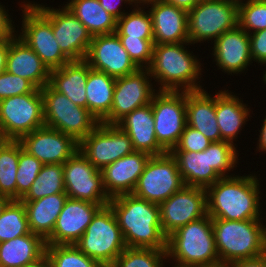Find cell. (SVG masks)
Segmentation results:
<instances>
[{"mask_svg":"<svg viewBox=\"0 0 266 267\" xmlns=\"http://www.w3.org/2000/svg\"><path fill=\"white\" fill-rule=\"evenodd\" d=\"M126 247L167 249V237L160 223V207L134 194L110 198Z\"/></svg>","mask_w":266,"mask_h":267,"instance_id":"obj_1","label":"cell"},{"mask_svg":"<svg viewBox=\"0 0 266 267\" xmlns=\"http://www.w3.org/2000/svg\"><path fill=\"white\" fill-rule=\"evenodd\" d=\"M259 180L256 176L221 177L206 189L211 219H260Z\"/></svg>","mask_w":266,"mask_h":267,"instance_id":"obj_2","label":"cell"},{"mask_svg":"<svg viewBox=\"0 0 266 267\" xmlns=\"http://www.w3.org/2000/svg\"><path fill=\"white\" fill-rule=\"evenodd\" d=\"M234 144L212 142L202 152L170 151L177 162L184 185L207 189L235 167L238 156Z\"/></svg>","mask_w":266,"mask_h":267,"instance_id":"obj_3","label":"cell"},{"mask_svg":"<svg viewBox=\"0 0 266 267\" xmlns=\"http://www.w3.org/2000/svg\"><path fill=\"white\" fill-rule=\"evenodd\" d=\"M188 43V44H187ZM186 43L154 44L150 77L160 83L159 91H198L201 75L200 62L186 50ZM196 82V83H195ZM183 89V90H182Z\"/></svg>","mask_w":266,"mask_h":267,"instance_id":"obj_4","label":"cell"},{"mask_svg":"<svg viewBox=\"0 0 266 267\" xmlns=\"http://www.w3.org/2000/svg\"><path fill=\"white\" fill-rule=\"evenodd\" d=\"M166 252L179 265L220 266L210 216L189 222L168 236Z\"/></svg>","mask_w":266,"mask_h":267,"instance_id":"obj_5","label":"cell"},{"mask_svg":"<svg viewBox=\"0 0 266 267\" xmlns=\"http://www.w3.org/2000/svg\"><path fill=\"white\" fill-rule=\"evenodd\" d=\"M220 266L266 252L265 226L260 219H211Z\"/></svg>","mask_w":266,"mask_h":267,"instance_id":"obj_6","label":"cell"},{"mask_svg":"<svg viewBox=\"0 0 266 267\" xmlns=\"http://www.w3.org/2000/svg\"><path fill=\"white\" fill-rule=\"evenodd\" d=\"M85 255L111 267L116 258L127 248L113 210L109 205L102 207L75 244Z\"/></svg>","mask_w":266,"mask_h":267,"instance_id":"obj_7","label":"cell"},{"mask_svg":"<svg viewBox=\"0 0 266 267\" xmlns=\"http://www.w3.org/2000/svg\"><path fill=\"white\" fill-rule=\"evenodd\" d=\"M41 92L46 127L69 135L79 143L100 123L87 108L74 104L49 84L41 88Z\"/></svg>","mask_w":266,"mask_h":267,"instance_id":"obj_8","label":"cell"},{"mask_svg":"<svg viewBox=\"0 0 266 267\" xmlns=\"http://www.w3.org/2000/svg\"><path fill=\"white\" fill-rule=\"evenodd\" d=\"M45 126L41 89L0 101V139L20 140Z\"/></svg>","mask_w":266,"mask_h":267,"instance_id":"obj_9","label":"cell"},{"mask_svg":"<svg viewBox=\"0 0 266 267\" xmlns=\"http://www.w3.org/2000/svg\"><path fill=\"white\" fill-rule=\"evenodd\" d=\"M238 2L233 0L200 1L188 11L189 43L216 40L238 26Z\"/></svg>","mask_w":266,"mask_h":267,"instance_id":"obj_10","label":"cell"},{"mask_svg":"<svg viewBox=\"0 0 266 267\" xmlns=\"http://www.w3.org/2000/svg\"><path fill=\"white\" fill-rule=\"evenodd\" d=\"M183 186L177 162L166 152L149 158L132 194L160 205Z\"/></svg>","mask_w":266,"mask_h":267,"instance_id":"obj_11","label":"cell"},{"mask_svg":"<svg viewBox=\"0 0 266 267\" xmlns=\"http://www.w3.org/2000/svg\"><path fill=\"white\" fill-rule=\"evenodd\" d=\"M22 33L17 35L50 69H57L71 60L61 51L51 22L32 4H24Z\"/></svg>","mask_w":266,"mask_h":267,"instance_id":"obj_12","label":"cell"},{"mask_svg":"<svg viewBox=\"0 0 266 267\" xmlns=\"http://www.w3.org/2000/svg\"><path fill=\"white\" fill-rule=\"evenodd\" d=\"M154 130L159 145L170 152L186 126V92L159 91L151 100Z\"/></svg>","mask_w":266,"mask_h":267,"instance_id":"obj_13","label":"cell"},{"mask_svg":"<svg viewBox=\"0 0 266 267\" xmlns=\"http://www.w3.org/2000/svg\"><path fill=\"white\" fill-rule=\"evenodd\" d=\"M78 150L100 171L135 151L124 131L116 124L102 122L79 142Z\"/></svg>","mask_w":266,"mask_h":267,"instance_id":"obj_14","label":"cell"},{"mask_svg":"<svg viewBox=\"0 0 266 267\" xmlns=\"http://www.w3.org/2000/svg\"><path fill=\"white\" fill-rule=\"evenodd\" d=\"M65 193L68 198L108 205L110 198L103 187L102 172L78 150L63 163Z\"/></svg>","mask_w":266,"mask_h":267,"instance_id":"obj_15","label":"cell"},{"mask_svg":"<svg viewBox=\"0 0 266 267\" xmlns=\"http://www.w3.org/2000/svg\"><path fill=\"white\" fill-rule=\"evenodd\" d=\"M159 207L162 232L168 237L178 228L207 215L206 189L184 185Z\"/></svg>","mask_w":266,"mask_h":267,"instance_id":"obj_16","label":"cell"},{"mask_svg":"<svg viewBox=\"0 0 266 267\" xmlns=\"http://www.w3.org/2000/svg\"><path fill=\"white\" fill-rule=\"evenodd\" d=\"M52 24V30L61 51L72 60L86 57L93 36L65 6L59 9L33 4Z\"/></svg>","mask_w":266,"mask_h":267,"instance_id":"obj_17","label":"cell"},{"mask_svg":"<svg viewBox=\"0 0 266 267\" xmlns=\"http://www.w3.org/2000/svg\"><path fill=\"white\" fill-rule=\"evenodd\" d=\"M149 76V69H138L132 74L116 78L112 108L102 123L116 124L134 109L151 103L156 91L148 80Z\"/></svg>","mask_w":266,"mask_h":267,"instance_id":"obj_18","label":"cell"},{"mask_svg":"<svg viewBox=\"0 0 266 267\" xmlns=\"http://www.w3.org/2000/svg\"><path fill=\"white\" fill-rule=\"evenodd\" d=\"M84 60L90 68L113 78L132 74L139 69L116 33L93 36Z\"/></svg>","mask_w":266,"mask_h":267,"instance_id":"obj_19","label":"cell"},{"mask_svg":"<svg viewBox=\"0 0 266 267\" xmlns=\"http://www.w3.org/2000/svg\"><path fill=\"white\" fill-rule=\"evenodd\" d=\"M19 141L25 151L43 164H63L79 149L73 137L46 126L24 135Z\"/></svg>","mask_w":266,"mask_h":267,"instance_id":"obj_20","label":"cell"},{"mask_svg":"<svg viewBox=\"0 0 266 267\" xmlns=\"http://www.w3.org/2000/svg\"><path fill=\"white\" fill-rule=\"evenodd\" d=\"M102 207L100 204L67 198L46 245H75Z\"/></svg>","mask_w":266,"mask_h":267,"instance_id":"obj_21","label":"cell"},{"mask_svg":"<svg viewBox=\"0 0 266 267\" xmlns=\"http://www.w3.org/2000/svg\"><path fill=\"white\" fill-rule=\"evenodd\" d=\"M151 4L154 44L189 42L188 12L162 0H141L139 4Z\"/></svg>","mask_w":266,"mask_h":267,"instance_id":"obj_22","label":"cell"},{"mask_svg":"<svg viewBox=\"0 0 266 267\" xmlns=\"http://www.w3.org/2000/svg\"><path fill=\"white\" fill-rule=\"evenodd\" d=\"M150 157L147 153L134 151L101 170L107 196L113 198L132 193Z\"/></svg>","mask_w":266,"mask_h":267,"instance_id":"obj_23","label":"cell"},{"mask_svg":"<svg viewBox=\"0 0 266 267\" xmlns=\"http://www.w3.org/2000/svg\"><path fill=\"white\" fill-rule=\"evenodd\" d=\"M213 53L219 69L231 75L242 72L252 61L249 34L239 25L224 32L214 41Z\"/></svg>","mask_w":266,"mask_h":267,"instance_id":"obj_24","label":"cell"},{"mask_svg":"<svg viewBox=\"0 0 266 267\" xmlns=\"http://www.w3.org/2000/svg\"><path fill=\"white\" fill-rule=\"evenodd\" d=\"M116 125L130 137L135 151L144 152L150 156L166 153L157 142L151 103L126 114Z\"/></svg>","mask_w":266,"mask_h":267,"instance_id":"obj_25","label":"cell"},{"mask_svg":"<svg viewBox=\"0 0 266 267\" xmlns=\"http://www.w3.org/2000/svg\"><path fill=\"white\" fill-rule=\"evenodd\" d=\"M6 71L30 81L37 89L49 84L51 70L19 37L9 39Z\"/></svg>","mask_w":266,"mask_h":267,"instance_id":"obj_26","label":"cell"},{"mask_svg":"<svg viewBox=\"0 0 266 267\" xmlns=\"http://www.w3.org/2000/svg\"><path fill=\"white\" fill-rule=\"evenodd\" d=\"M186 124L212 142L221 141L216 120L215 95L212 97L204 89L186 92Z\"/></svg>","mask_w":266,"mask_h":267,"instance_id":"obj_27","label":"cell"},{"mask_svg":"<svg viewBox=\"0 0 266 267\" xmlns=\"http://www.w3.org/2000/svg\"><path fill=\"white\" fill-rule=\"evenodd\" d=\"M87 79L88 63L84 59L72 60L60 68L51 70L49 85L74 104L87 108Z\"/></svg>","mask_w":266,"mask_h":267,"instance_id":"obj_28","label":"cell"},{"mask_svg":"<svg viewBox=\"0 0 266 267\" xmlns=\"http://www.w3.org/2000/svg\"><path fill=\"white\" fill-rule=\"evenodd\" d=\"M67 198L66 193H58L35 201H21L26 208L30 231L46 241L53 232Z\"/></svg>","mask_w":266,"mask_h":267,"instance_id":"obj_29","label":"cell"},{"mask_svg":"<svg viewBox=\"0 0 266 267\" xmlns=\"http://www.w3.org/2000/svg\"><path fill=\"white\" fill-rule=\"evenodd\" d=\"M231 94L226 90L215 94V112L221 141L234 144L233 141L247 121L250 111L243 101L241 102L237 96Z\"/></svg>","mask_w":266,"mask_h":267,"instance_id":"obj_30","label":"cell"},{"mask_svg":"<svg viewBox=\"0 0 266 267\" xmlns=\"http://www.w3.org/2000/svg\"><path fill=\"white\" fill-rule=\"evenodd\" d=\"M46 253V241L29 234L0 242V267H24Z\"/></svg>","mask_w":266,"mask_h":267,"instance_id":"obj_31","label":"cell"},{"mask_svg":"<svg viewBox=\"0 0 266 267\" xmlns=\"http://www.w3.org/2000/svg\"><path fill=\"white\" fill-rule=\"evenodd\" d=\"M115 81L116 78L108 76L105 72L92 69L88 64L87 109L99 122H102L110 114Z\"/></svg>","mask_w":266,"mask_h":267,"instance_id":"obj_32","label":"cell"},{"mask_svg":"<svg viewBox=\"0 0 266 267\" xmlns=\"http://www.w3.org/2000/svg\"><path fill=\"white\" fill-rule=\"evenodd\" d=\"M65 7L75 15L92 36L112 34L117 20L100 5L99 0H71Z\"/></svg>","mask_w":266,"mask_h":267,"instance_id":"obj_33","label":"cell"},{"mask_svg":"<svg viewBox=\"0 0 266 267\" xmlns=\"http://www.w3.org/2000/svg\"><path fill=\"white\" fill-rule=\"evenodd\" d=\"M19 140H0V194L17 200Z\"/></svg>","mask_w":266,"mask_h":267,"instance_id":"obj_34","label":"cell"},{"mask_svg":"<svg viewBox=\"0 0 266 267\" xmlns=\"http://www.w3.org/2000/svg\"><path fill=\"white\" fill-rule=\"evenodd\" d=\"M63 164H43L28 192L20 201H35L58 193H65Z\"/></svg>","mask_w":266,"mask_h":267,"instance_id":"obj_35","label":"cell"},{"mask_svg":"<svg viewBox=\"0 0 266 267\" xmlns=\"http://www.w3.org/2000/svg\"><path fill=\"white\" fill-rule=\"evenodd\" d=\"M30 232L25 205L20 200H12L0 215V242Z\"/></svg>","mask_w":266,"mask_h":267,"instance_id":"obj_36","label":"cell"},{"mask_svg":"<svg viewBox=\"0 0 266 267\" xmlns=\"http://www.w3.org/2000/svg\"><path fill=\"white\" fill-rule=\"evenodd\" d=\"M138 6L117 20L115 33L119 38L154 39L150 13Z\"/></svg>","mask_w":266,"mask_h":267,"instance_id":"obj_37","label":"cell"},{"mask_svg":"<svg viewBox=\"0 0 266 267\" xmlns=\"http://www.w3.org/2000/svg\"><path fill=\"white\" fill-rule=\"evenodd\" d=\"M46 254L53 267H103L75 245H46Z\"/></svg>","mask_w":266,"mask_h":267,"instance_id":"obj_38","label":"cell"},{"mask_svg":"<svg viewBox=\"0 0 266 267\" xmlns=\"http://www.w3.org/2000/svg\"><path fill=\"white\" fill-rule=\"evenodd\" d=\"M166 250L127 247L111 267H163Z\"/></svg>","mask_w":266,"mask_h":267,"instance_id":"obj_39","label":"cell"},{"mask_svg":"<svg viewBox=\"0 0 266 267\" xmlns=\"http://www.w3.org/2000/svg\"><path fill=\"white\" fill-rule=\"evenodd\" d=\"M238 18V25L248 34L266 29V0L239 2Z\"/></svg>","mask_w":266,"mask_h":267,"instance_id":"obj_40","label":"cell"},{"mask_svg":"<svg viewBox=\"0 0 266 267\" xmlns=\"http://www.w3.org/2000/svg\"><path fill=\"white\" fill-rule=\"evenodd\" d=\"M42 166L43 163L25 151L19 141V163L16 174L17 200L28 192Z\"/></svg>","mask_w":266,"mask_h":267,"instance_id":"obj_41","label":"cell"},{"mask_svg":"<svg viewBox=\"0 0 266 267\" xmlns=\"http://www.w3.org/2000/svg\"><path fill=\"white\" fill-rule=\"evenodd\" d=\"M130 59L139 69H148L153 59L154 39L119 38ZM145 63V65H144Z\"/></svg>","mask_w":266,"mask_h":267,"instance_id":"obj_42","label":"cell"},{"mask_svg":"<svg viewBox=\"0 0 266 267\" xmlns=\"http://www.w3.org/2000/svg\"><path fill=\"white\" fill-rule=\"evenodd\" d=\"M37 88L27 79L4 71L0 74V101L7 97L33 93Z\"/></svg>","mask_w":266,"mask_h":267,"instance_id":"obj_43","label":"cell"},{"mask_svg":"<svg viewBox=\"0 0 266 267\" xmlns=\"http://www.w3.org/2000/svg\"><path fill=\"white\" fill-rule=\"evenodd\" d=\"M211 143L212 141L206 138L200 131L186 124L177 145L171 151L202 152Z\"/></svg>","mask_w":266,"mask_h":267,"instance_id":"obj_44","label":"cell"},{"mask_svg":"<svg viewBox=\"0 0 266 267\" xmlns=\"http://www.w3.org/2000/svg\"><path fill=\"white\" fill-rule=\"evenodd\" d=\"M252 60L266 64V29L249 34Z\"/></svg>","mask_w":266,"mask_h":267,"instance_id":"obj_45","label":"cell"},{"mask_svg":"<svg viewBox=\"0 0 266 267\" xmlns=\"http://www.w3.org/2000/svg\"><path fill=\"white\" fill-rule=\"evenodd\" d=\"M5 10V7L0 5V41L8 40L16 36L12 20Z\"/></svg>","mask_w":266,"mask_h":267,"instance_id":"obj_46","label":"cell"},{"mask_svg":"<svg viewBox=\"0 0 266 267\" xmlns=\"http://www.w3.org/2000/svg\"><path fill=\"white\" fill-rule=\"evenodd\" d=\"M124 1V3L128 2V4H133L136 6L137 3H140L139 0H99L100 5L103 9H105L111 16H113L116 20L121 18L125 12H121V8H118V4ZM117 2V3H115Z\"/></svg>","mask_w":266,"mask_h":267,"instance_id":"obj_47","label":"cell"},{"mask_svg":"<svg viewBox=\"0 0 266 267\" xmlns=\"http://www.w3.org/2000/svg\"><path fill=\"white\" fill-rule=\"evenodd\" d=\"M226 267H266V252L253 258L238 259L225 265Z\"/></svg>","mask_w":266,"mask_h":267,"instance_id":"obj_48","label":"cell"},{"mask_svg":"<svg viewBox=\"0 0 266 267\" xmlns=\"http://www.w3.org/2000/svg\"><path fill=\"white\" fill-rule=\"evenodd\" d=\"M8 53L9 39L0 41V74L6 71Z\"/></svg>","mask_w":266,"mask_h":267,"instance_id":"obj_49","label":"cell"},{"mask_svg":"<svg viewBox=\"0 0 266 267\" xmlns=\"http://www.w3.org/2000/svg\"><path fill=\"white\" fill-rule=\"evenodd\" d=\"M162 1L175 5L176 7L182 8L187 12L200 2L199 0H162Z\"/></svg>","mask_w":266,"mask_h":267,"instance_id":"obj_50","label":"cell"},{"mask_svg":"<svg viewBox=\"0 0 266 267\" xmlns=\"http://www.w3.org/2000/svg\"><path fill=\"white\" fill-rule=\"evenodd\" d=\"M24 267H53V266L47 254L45 253L42 257H40L39 259H37L32 263L27 264Z\"/></svg>","mask_w":266,"mask_h":267,"instance_id":"obj_51","label":"cell"},{"mask_svg":"<svg viewBox=\"0 0 266 267\" xmlns=\"http://www.w3.org/2000/svg\"><path fill=\"white\" fill-rule=\"evenodd\" d=\"M263 125L261 128L260 135H259V149L258 150H262V151H266V118L263 121Z\"/></svg>","mask_w":266,"mask_h":267,"instance_id":"obj_52","label":"cell"},{"mask_svg":"<svg viewBox=\"0 0 266 267\" xmlns=\"http://www.w3.org/2000/svg\"><path fill=\"white\" fill-rule=\"evenodd\" d=\"M12 201L8 196L0 194V215L3 213L6 206Z\"/></svg>","mask_w":266,"mask_h":267,"instance_id":"obj_53","label":"cell"},{"mask_svg":"<svg viewBox=\"0 0 266 267\" xmlns=\"http://www.w3.org/2000/svg\"><path fill=\"white\" fill-rule=\"evenodd\" d=\"M174 267H202V266H184V265L175 264Z\"/></svg>","mask_w":266,"mask_h":267,"instance_id":"obj_54","label":"cell"},{"mask_svg":"<svg viewBox=\"0 0 266 267\" xmlns=\"http://www.w3.org/2000/svg\"><path fill=\"white\" fill-rule=\"evenodd\" d=\"M265 74L263 75V81L266 83V71L264 72Z\"/></svg>","mask_w":266,"mask_h":267,"instance_id":"obj_55","label":"cell"},{"mask_svg":"<svg viewBox=\"0 0 266 267\" xmlns=\"http://www.w3.org/2000/svg\"><path fill=\"white\" fill-rule=\"evenodd\" d=\"M233 1L238 2V3H239V2H242V0H233Z\"/></svg>","mask_w":266,"mask_h":267,"instance_id":"obj_56","label":"cell"}]
</instances>
